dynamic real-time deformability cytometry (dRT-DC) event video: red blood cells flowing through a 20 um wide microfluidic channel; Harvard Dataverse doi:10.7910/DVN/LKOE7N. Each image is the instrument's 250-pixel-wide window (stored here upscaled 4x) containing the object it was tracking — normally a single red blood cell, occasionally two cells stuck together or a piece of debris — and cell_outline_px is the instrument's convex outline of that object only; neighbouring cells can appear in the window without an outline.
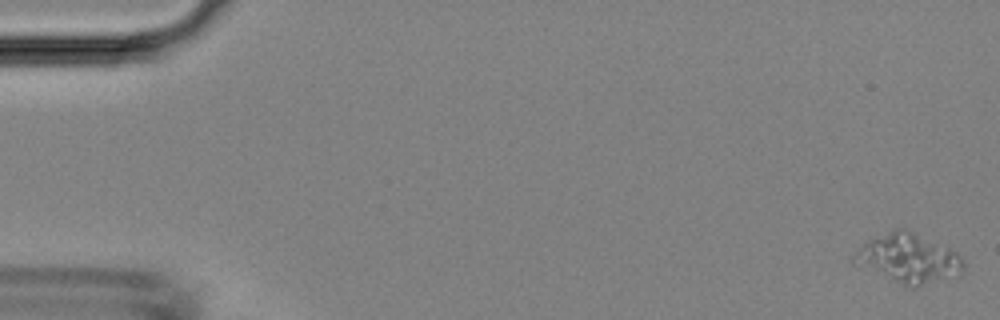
{"species": "Egyptian fruit bat (a non-hibernating species)", "species_latin": "Rousettus aegyptiacus", "temperature_condition": "room temperature", "stored_images_in_passage": 49, "segment_of_instrument_passage": [1, 2], "camera_frame_rate_fps": 3000, "um_per_image_px": 0.085, "animal": {"sex": "female"}, "frame": {"image": 1, "passage_image": 1, "time_ms": 0.0, "image_size_px": [1000, 320], "cell_outline_px": [[964, 272], [960, 276], [916, 288], [912, 288], [852, 264], [848, 260], [868, 240], [896, 228], [904, 228], [948, 248], [956, 252], [964, 260]], "centroid_in_image_um": [77.23, 22.0], "position_along_channel_um": 7.8, "area_um2": 31.56}}
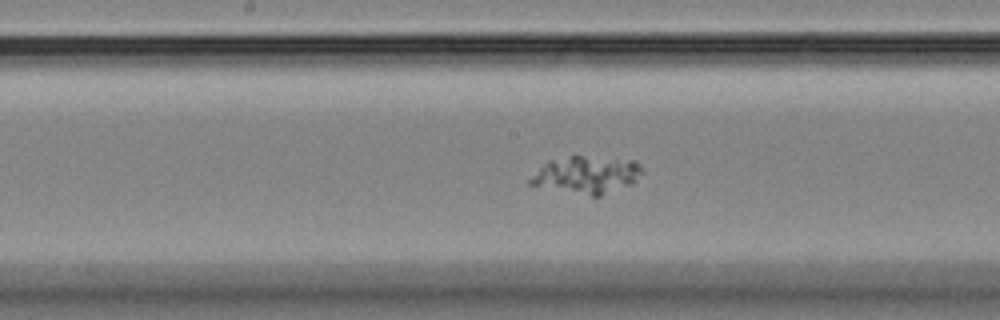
{"frame": {"image": 2, "passage_image": 25, "time_ms": 8.0, "image_size_px": [1000, 320], "cell_outline_px": [[644, 172], [632, 184], [600, 196], [592, 196], [528, 184], [528, 180], [548, 160], [572, 156], [584, 156], [636, 160], [644, 168]], "centroid_in_image_um": [49.93, 14.85], "position_along_channel_um": 198.3, "area_um2": 24.22}}
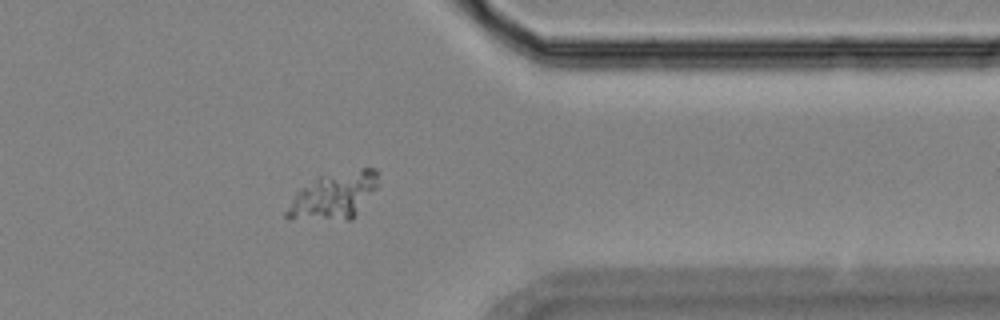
{"frame": {"image": 3, "passage_image": 39, "time_ms": 12.667, "image_size_px": [1000, 320], "cell_outline_px": [[380, 184], [356, 216], [352, 220], [288, 220], [284, 216], [284, 212], [292, 196], [300, 188], [320, 176], [360, 168], [376, 168], [380, 172]], "centroid_in_image_um": [28.39, 16.66], "position_along_channel_um": 383.0, "area_um2": 25.78}}